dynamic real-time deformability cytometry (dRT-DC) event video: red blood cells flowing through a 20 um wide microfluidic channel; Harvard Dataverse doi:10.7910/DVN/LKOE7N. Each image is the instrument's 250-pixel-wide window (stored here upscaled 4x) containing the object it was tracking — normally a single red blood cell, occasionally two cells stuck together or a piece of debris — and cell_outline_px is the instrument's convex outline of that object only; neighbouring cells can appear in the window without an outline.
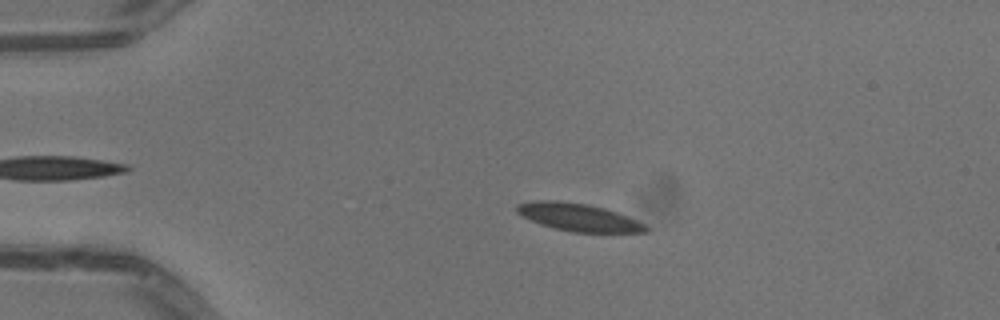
{"species": "common noctule bat (a hibernating species)", "species_latin": "Nyctalus noctula", "temperature_condition": "warm", "stored_images_in_passage": 49, "camera_frame_rate_fps": 3000, "um_per_image_px": 0.085, "animal": {"sex": "male", "body_mass_g": 13.3}, "frame": {"image": 1, "passage_image": 8, "time_ms": 2.333, "image_size_px": [1000, 320], "cell_outline_px": [[648, 232], [572, 232], [540, 224], [516, 212], [516, 204], [536, 200], [556, 200], [588, 204], [604, 208], [616, 212], [636, 220], [644, 224], [648, 228]], "centroid_in_image_um": [49.15, 18.46], "position_along_channel_um": 35.8, "area_um2": 20.52}}
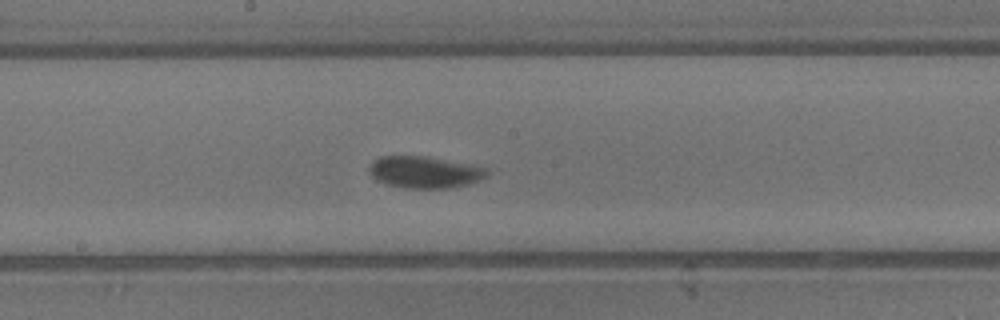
{"frame": {"image": 2, "passage_image": 25, "time_ms": 8.0, "image_size_px": [1000, 320], "cell_outline_px": [[488, 176], [472, 184], [452, 188], [404, 188], [384, 184], [376, 180], [368, 172], [368, 164], [372, 160], [380, 156], [424, 156], [472, 164], [488, 168]], "centroid_in_image_um": [36.09, 14.64], "position_along_channel_um": 212.1, "area_um2": 22.37}}
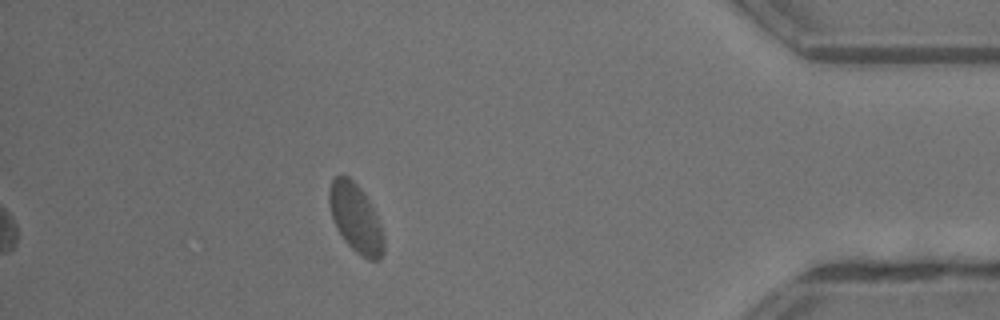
{"frame": {"image": 3, "passage_image": 43, "time_ms": 14.0, "image_size_px": [1000, 320], "cell_outline_px": [[384, 252], [380, 260], [368, 260], [356, 252], [344, 240], [336, 228], [332, 216], [328, 200], [328, 188], [332, 180], [336, 176], [348, 176], [360, 188], [368, 200], [380, 224], [384, 236]], "centroid_in_image_um": [30.23, 18.56], "position_along_channel_um": 405.0, "area_um2": 21.68}, "authors_computed_cell_mechanics": {"area_um2": 21.0392, "velocity_mm_per_s": 3.9809, "shape_relaxation_time_tau1_ms": 2.9158, "shape_relaxation_time_tau2_ms": 0.7601, "deformation_change_tau1": 0.1255, "deformation_change_tau2": 0.0399}}